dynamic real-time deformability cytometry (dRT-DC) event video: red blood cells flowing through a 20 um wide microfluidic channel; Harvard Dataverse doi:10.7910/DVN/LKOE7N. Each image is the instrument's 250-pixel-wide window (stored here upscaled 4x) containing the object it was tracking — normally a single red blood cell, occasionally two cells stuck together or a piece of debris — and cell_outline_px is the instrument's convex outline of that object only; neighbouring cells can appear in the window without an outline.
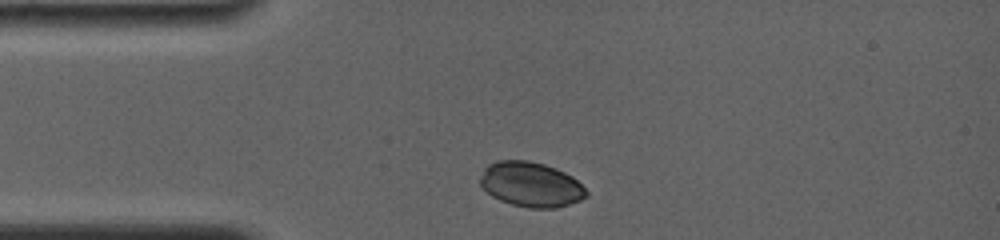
{"species": "common noctule bat (a hibernating species)", "species_latin": "Nyctalus noctula", "temperature_condition": "room temperature", "stored_images_in_passage": 5, "camera_frame_rate_fps": 4000, "um_per_image_px": 0.085, "animal": {"sex": "female", "body_mass_g": 19.0, "forearm_length_mm": 56.7}, "frame": {"image": 1, "passage_image": 1, "time_ms": 0.0, "image_size_px": [1000, 240], "cell_outline_px": [[588, 196], [580, 200], [556, 208], [528, 208], [512, 204], [500, 200], [492, 196], [480, 184], [480, 176], [484, 168], [488, 164], [496, 160], [528, 160], [544, 164], [556, 168], [572, 176], [588, 192]], "centroid_in_image_um": [45.11, 15.67], "position_along_channel_um": 39.9, "area_um2": 27.74}}
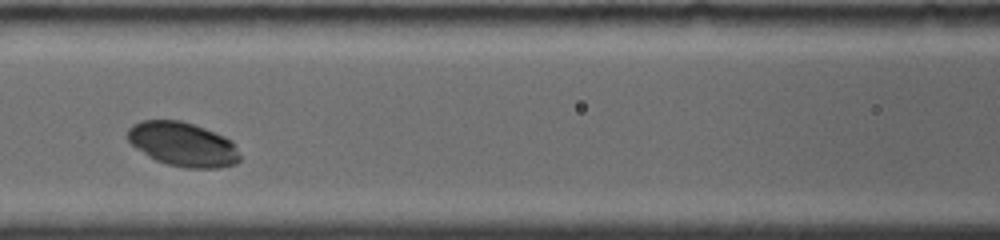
{"frame": {"image": 2, "passage_image": 4, "time_ms": 3.5, "image_size_px": [1000, 240], "cell_outline_px": [[240, 160], [236, 164], [220, 168], [184, 168], [168, 164], [156, 160], [148, 156], [132, 144], [128, 140], [128, 128], [132, 124], [140, 120], [180, 120], [204, 128], [224, 136], [232, 140], [240, 156]], "centroid_in_image_um": [15.55, 12.26], "position_along_channel_um": 151.1, "area_um2": 28.9}}
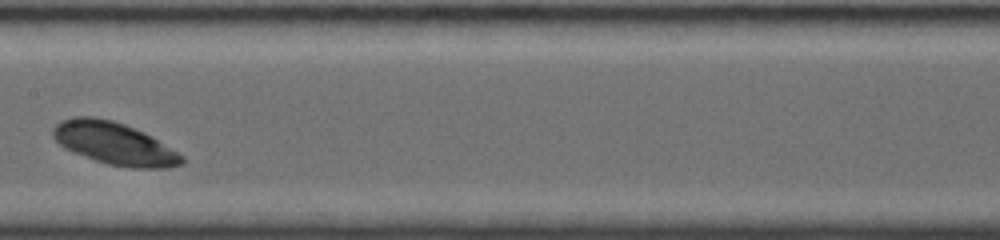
{"frame": {"image": 3, "passage_image": 5, "time_ms": 4.75, "image_size_px": [1000, 240], "cell_outline_px": [[184, 164], [168, 168], [132, 168], [108, 164], [96, 160], [64, 148], [52, 136], [52, 128], [60, 120], [76, 116], [92, 116], [112, 120], [124, 124], [144, 132], [184, 156]], "centroid_in_image_um": [9.71, 12.19], "position_along_channel_um": 197.7, "area_um2": 31.67}}